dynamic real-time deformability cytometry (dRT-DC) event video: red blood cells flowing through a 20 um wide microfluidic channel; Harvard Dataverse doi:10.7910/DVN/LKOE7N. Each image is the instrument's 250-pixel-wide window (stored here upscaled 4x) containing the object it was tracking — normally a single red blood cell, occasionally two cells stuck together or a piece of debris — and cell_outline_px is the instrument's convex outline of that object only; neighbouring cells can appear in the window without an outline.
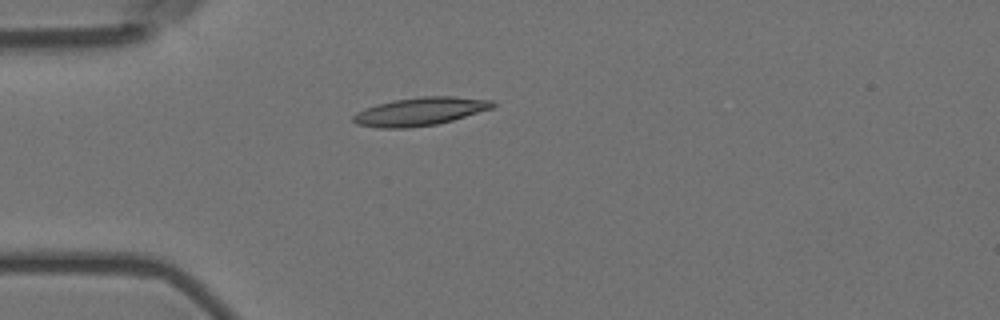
{"species": "Egyptian fruit bat (a non-hibernating species)", "species_latin": "Rousettus aegyptiacus", "temperature_condition": "room temperature", "stored_images_in_passage": 2, "camera_frame_rate_fps": 3000, "um_per_image_px": 0.085, "animal": {"sex": "female"}, "frame": {"image": 1, "passage_image": 1, "time_ms": 0.0, "image_size_px": [1000, 320], "cell_outline_px": [[496, 104], [492, 108], [452, 120], [436, 124], [408, 128], [380, 128], [356, 124], [352, 120], [352, 116], [356, 112], [380, 104], [396, 100], [420, 96], [452, 96], [492, 100]], "centroid_in_image_um": [35.71, 9.48], "position_along_channel_um": 49.3, "area_um2": 22.6}}